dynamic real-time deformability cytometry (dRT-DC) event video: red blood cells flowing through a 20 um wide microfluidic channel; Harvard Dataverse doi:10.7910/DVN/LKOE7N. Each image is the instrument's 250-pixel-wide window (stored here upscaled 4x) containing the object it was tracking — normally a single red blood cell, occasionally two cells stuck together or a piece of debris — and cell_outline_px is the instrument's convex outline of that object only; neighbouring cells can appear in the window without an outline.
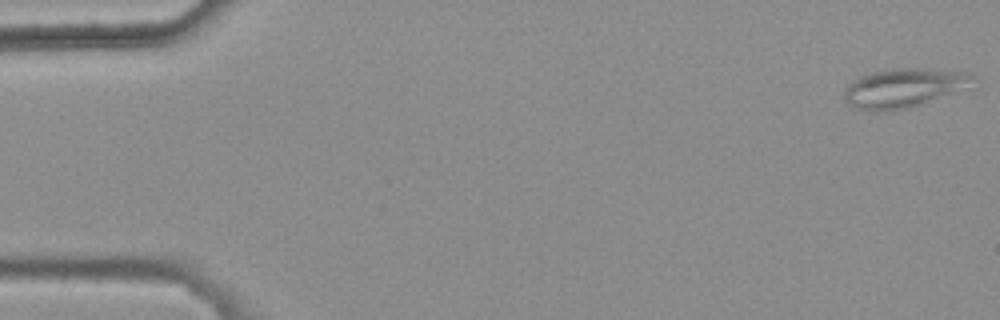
{"species": "common noctule bat (a hibernating species)", "species_latin": "Nyctalus noctula", "temperature_condition": "warm", "stored_images_in_passage": 5, "camera_frame_rate_fps": 3000, "um_per_image_px": 0.085, "animal": {"sex": "female", "body_mass_g": 25.1}, "frame": {"image": 1, "passage_image": 1, "time_ms": 0.0, "image_size_px": [1000, 320], "cell_outline_px": [[976, 76], [972, 88], [912, 108], [880, 112], [876, 112], [856, 108], [848, 104], [844, 96], [844, 88], [848, 84], [860, 76], [884, 68], [924, 68], [968, 72]], "centroid_in_image_um": [76.9, 7.48], "position_along_channel_um": 8.1, "area_um2": 30.35}}